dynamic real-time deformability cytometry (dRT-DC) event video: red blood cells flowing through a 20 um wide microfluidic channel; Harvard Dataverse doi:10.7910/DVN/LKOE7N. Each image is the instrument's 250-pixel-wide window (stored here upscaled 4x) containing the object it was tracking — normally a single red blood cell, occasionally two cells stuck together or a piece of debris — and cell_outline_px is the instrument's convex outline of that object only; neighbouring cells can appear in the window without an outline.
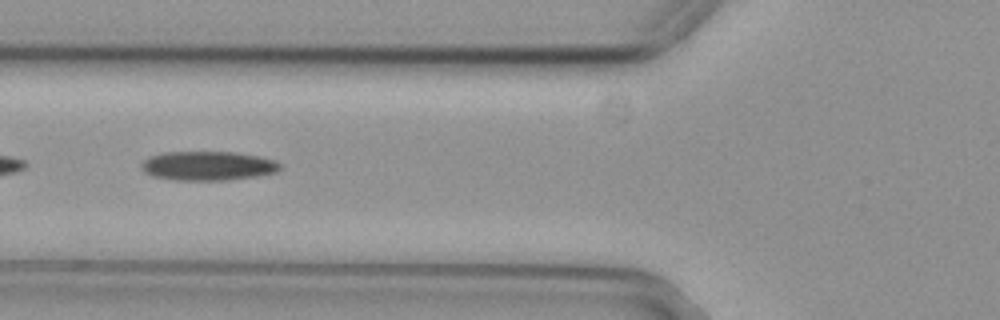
{"species": "common noctule bat (a hibernating species)", "species_latin": "Nyctalus noctula", "temperature_condition": "cold", "stored_images_in_passage": 55, "camera_frame_rate_fps": 3000, "um_per_image_px": 0.085, "animal": {"sex": "female", "body_mass_g": 29.2, "forearm_length_mm": 56.3}, "frame": {"image": 1, "passage_image": 21, "time_ms": 6.667, "image_size_px": [1000, 320], "cell_outline_px": [[280, 168], [276, 172], [256, 176], [228, 180], [172, 180], [152, 176], [144, 172], [140, 168], [140, 164], [144, 160], [152, 156], [164, 152], [236, 152], [276, 160], [280, 164]], "centroid_in_image_um": [17.64, 14.1], "position_along_channel_um": 108.2, "area_um2": 23.58}}
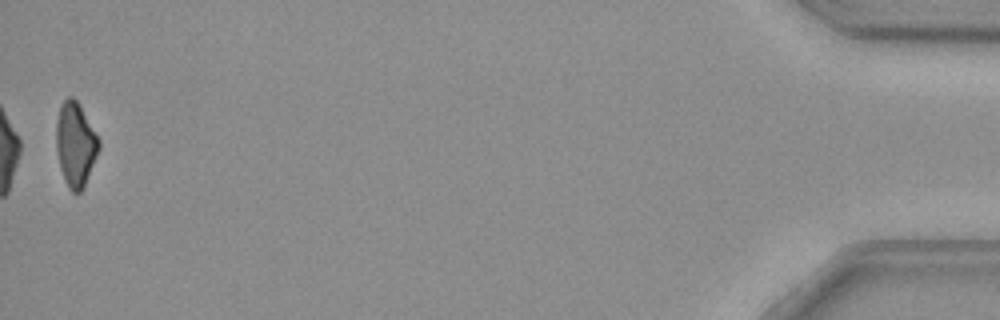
{"frame": {"image": 2, "passage_image": 55, "time_ms": 18.0, "image_size_px": [1000, 320], "cell_outline_px": [[100, 148], [84, 188], [80, 192], [72, 192], [68, 188], [60, 168], [56, 148], [56, 124], [60, 108], [64, 100], [68, 96], [72, 96], [76, 100], [100, 140]], "centroid_in_image_um": [6.42, 12.3], "position_along_channel_um": 428.8, "area_um2": 20.75}, "authors_computed_cell_mechanics": {"area_um2": 23.8714, "velocity_mm_per_s": 3.7153, "shape_relaxation_time_tau1_ms": 9.2617, "shape_relaxation_time_tau2_ms": null, "deformation_change_tau1": 0.1679, "deformation_change_tau2": null}}